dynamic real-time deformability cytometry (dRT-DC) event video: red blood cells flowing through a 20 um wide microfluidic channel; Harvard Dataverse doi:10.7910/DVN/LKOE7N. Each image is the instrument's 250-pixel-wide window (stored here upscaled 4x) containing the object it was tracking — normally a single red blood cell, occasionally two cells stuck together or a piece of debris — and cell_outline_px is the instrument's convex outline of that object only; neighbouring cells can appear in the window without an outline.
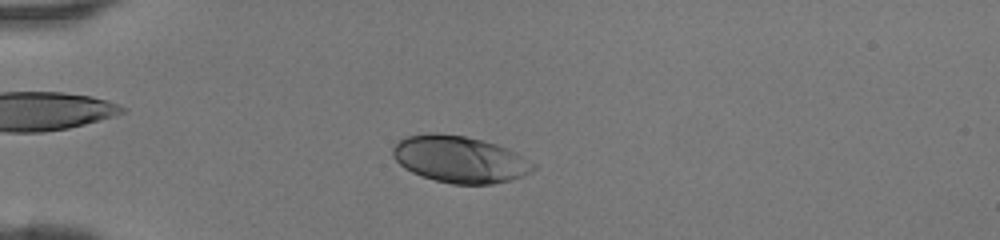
{"species": "human", "species_latin": "Homo sapiens", "temperature_condition": "room temperature", "stored_images_in_passage": 43, "camera_frame_rate_fps": 3000, "um_per_image_px": 0.085, "donor": {"sex": "female"}, "frame": {"image": 1, "passage_image": 10, "time_ms": 3.0, "image_size_px": [1000, 240], "cell_outline_px": [[536, 168], [532, 172], [512, 180], [492, 184], [452, 184], [436, 180], [412, 172], [404, 168], [392, 156], [392, 148], [404, 136], [428, 132], [436, 132], [464, 136], [496, 144], [516, 152], [536, 164]], "centroid_in_image_um": [39.08, 13.53], "position_along_channel_um": 45.9, "area_um2": 38.38}}
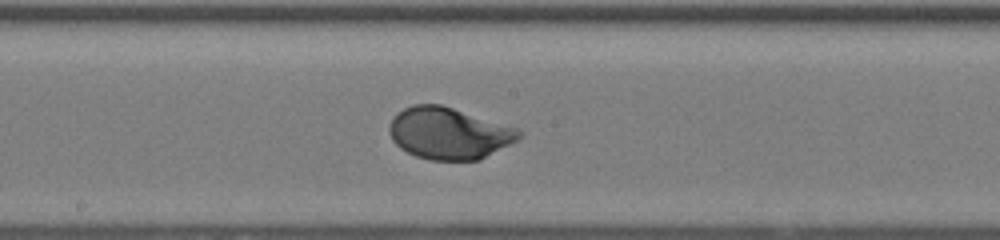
{"frame": {"image": 2, "passage_image": 23, "time_ms": 7.333, "image_size_px": [1000, 240], "cell_outline_px": [[524, 132], [516, 140], [480, 160], [432, 160], [416, 156], [400, 148], [392, 140], [388, 132], [388, 128], [392, 120], [404, 108], [412, 104], [440, 104], [516, 128]], "centroid_in_image_um": [38.13, 11.33], "position_along_channel_um": 210.1, "area_um2": 38.61}}
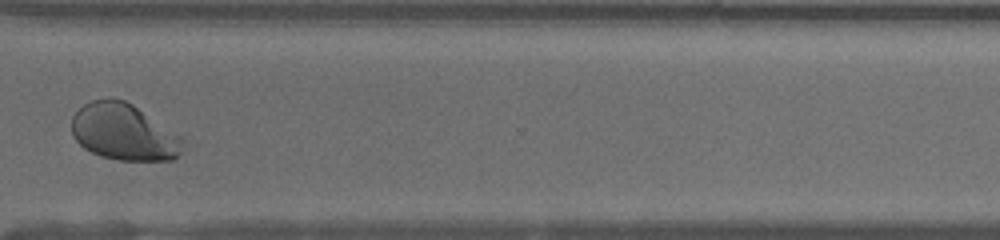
{"frame": {"image": 3, "passage_image": 33, "time_ms": 10.667, "image_size_px": [1000, 240], "cell_outline_px": [[184, 136], [180, 152], [172, 160], [116, 160], [100, 156], [84, 148], [72, 136], [72, 116], [84, 104], [92, 100], [108, 96], [112, 96], [124, 100], [132, 104]], "centroid_in_image_um": [10.52, 11.2], "position_along_channel_um": 360.1, "area_um2": 37.05}}